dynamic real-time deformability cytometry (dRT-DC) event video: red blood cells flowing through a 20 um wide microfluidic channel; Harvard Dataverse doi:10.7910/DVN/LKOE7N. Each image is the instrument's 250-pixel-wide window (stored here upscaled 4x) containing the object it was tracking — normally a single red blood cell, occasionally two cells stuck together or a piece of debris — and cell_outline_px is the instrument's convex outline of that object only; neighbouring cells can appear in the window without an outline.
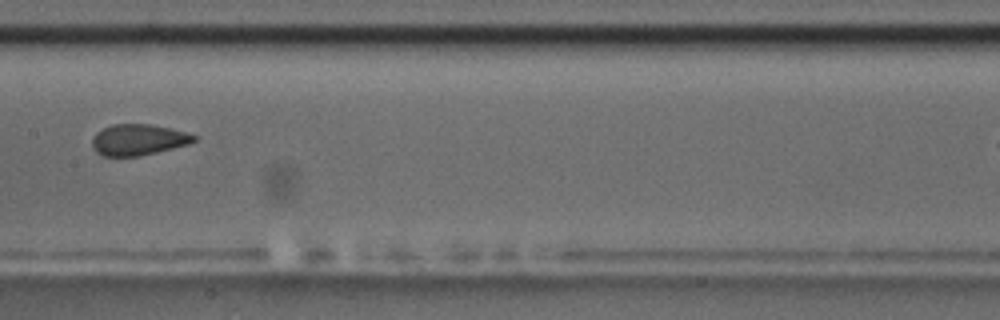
{"species": "common noctule bat (a hibernating species)", "species_latin": "Nyctalus noctula", "temperature_condition": "room temperature", "stored_images_in_passage": 12, "camera_frame_rate_fps": 3000, "um_per_image_px": 0.085, "animal": {"sex": "male", "body_mass_g": 17.5, "forearm_length_mm": 52.3}, "frame": {"image": 1, "passage_image": 6, "time_ms": 5.667, "image_size_px": [1000, 320], "cell_outline_px": [[196, 140], [188, 144], [156, 152], [136, 156], [100, 156], [92, 148], [92, 140], [96, 132], [112, 124], [152, 124], [172, 128], [196, 136]], "centroid_in_image_um": [11.72, 11.87], "position_along_channel_um": 195.7, "area_um2": 18.38}}